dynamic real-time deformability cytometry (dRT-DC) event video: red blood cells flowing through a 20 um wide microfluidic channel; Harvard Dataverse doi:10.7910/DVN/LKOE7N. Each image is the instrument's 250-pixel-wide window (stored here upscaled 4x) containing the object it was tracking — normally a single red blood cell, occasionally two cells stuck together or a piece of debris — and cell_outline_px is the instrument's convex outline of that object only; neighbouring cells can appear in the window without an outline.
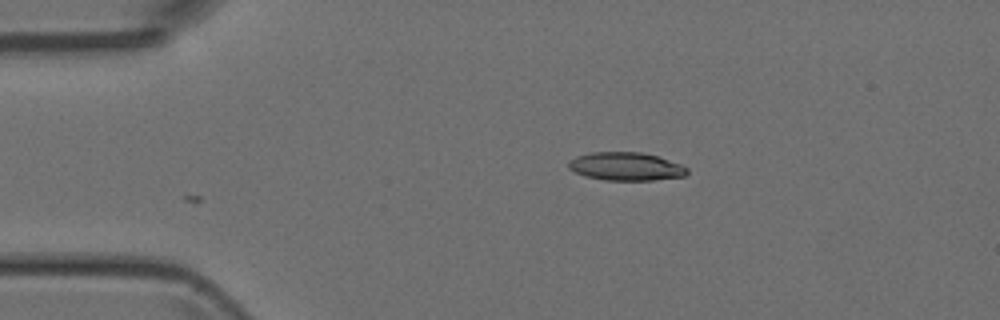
{"species": "Egyptian fruit bat (a non-hibernating species)", "species_latin": "Rousettus aegyptiacus", "temperature_condition": "room temperature", "stored_images_in_passage": 3, "camera_frame_rate_fps": 3000, "um_per_image_px": 0.085, "animal": {"sex": "female"}, "frame": {"image": 1, "passage_image": 3, "time_ms": 2.0, "image_size_px": [1000, 320], "cell_outline_px": [[688, 172], [684, 176], [652, 180], [604, 180], [584, 176], [568, 168], [568, 160], [576, 156], [592, 152], [640, 152], [656, 156], [680, 164], [688, 168]], "centroid_in_image_um": [53.16, 14.15], "position_along_channel_um": 31.8, "area_um2": 19.42}}